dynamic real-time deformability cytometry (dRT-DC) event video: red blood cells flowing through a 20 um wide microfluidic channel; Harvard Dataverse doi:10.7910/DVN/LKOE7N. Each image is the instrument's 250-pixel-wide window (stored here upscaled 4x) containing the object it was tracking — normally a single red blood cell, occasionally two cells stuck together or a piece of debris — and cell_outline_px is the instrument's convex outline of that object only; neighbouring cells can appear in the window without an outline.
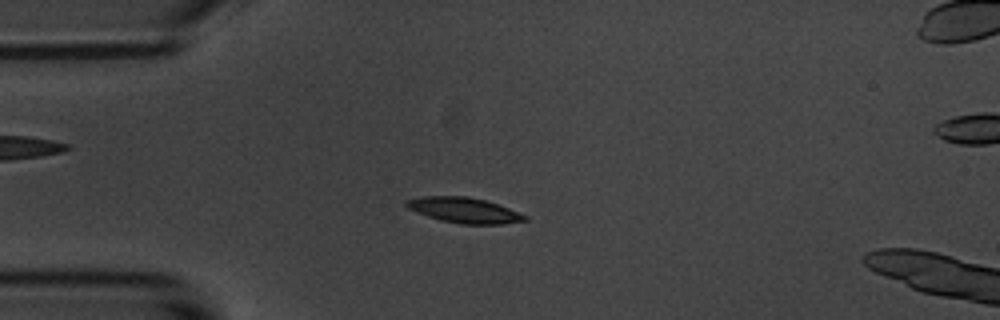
{"species": "common noctule bat (a hibernating species)", "species_latin": "Nyctalus noctula", "temperature_condition": "room temperature", "stored_images_in_passage": 57, "segment_of_instrument_passage": [1, 2], "camera_frame_rate_fps": 3000, "um_per_image_px": 0.085, "animal": {"sex": "male", "body_mass_g": 20.1, "forearm_length_mm": 53.5}, "frame": {"image": 1, "passage_image": 14, "time_ms": 4.333, "image_size_px": [1000, 320], "cell_outline_px": [[528, 220], [504, 224], [460, 224], [440, 220], [428, 216], [408, 208], [404, 204], [404, 200], [420, 196], [468, 196], [484, 200], [508, 208], [528, 216]], "centroid_in_image_um": [39.43, 17.86], "position_along_channel_um": 45.6, "area_um2": 17.51}}
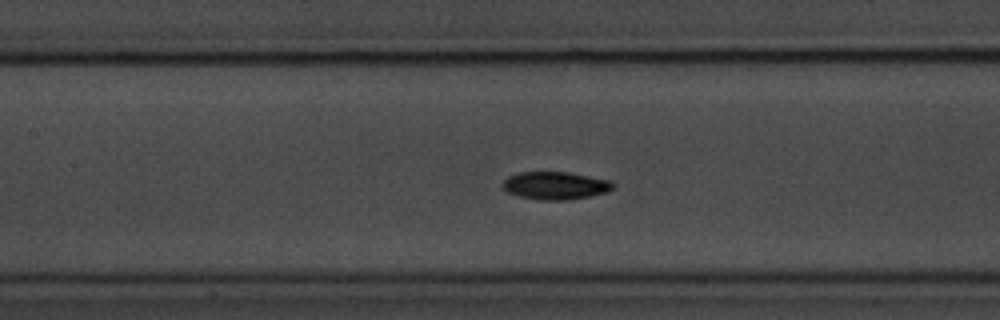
{"frame": {"image": 2, "passage_image": 25, "time_ms": 8.0, "image_size_px": [1000, 320], "cell_outline_px": [[616, 184], [608, 192], [592, 196], [564, 200], [536, 200], [516, 196], [508, 192], [504, 188], [504, 180], [508, 176], [520, 172], [568, 172], [612, 180]], "centroid_in_image_um": [47.24, 15.78], "position_along_channel_um": 160.2, "area_um2": 18.03}}
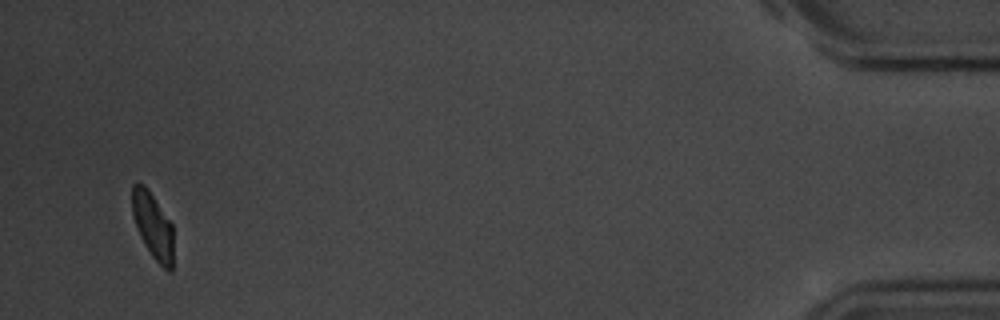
{"frame": {"image": 3, "passage_image": 54, "time_ms": 17.667, "image_size_px": [1000, 320], "cell_outline_px": [[172, 272], [168, 272], [152, 256], [144, 244], [140, 236], [132, 212], [132, 184], [136, 180], [144, 184], [172, 224]], "centroid_in_image_um": [12.97, 19.16], "position_along_channel_um": 422.2, "area_um2": 15.66}}